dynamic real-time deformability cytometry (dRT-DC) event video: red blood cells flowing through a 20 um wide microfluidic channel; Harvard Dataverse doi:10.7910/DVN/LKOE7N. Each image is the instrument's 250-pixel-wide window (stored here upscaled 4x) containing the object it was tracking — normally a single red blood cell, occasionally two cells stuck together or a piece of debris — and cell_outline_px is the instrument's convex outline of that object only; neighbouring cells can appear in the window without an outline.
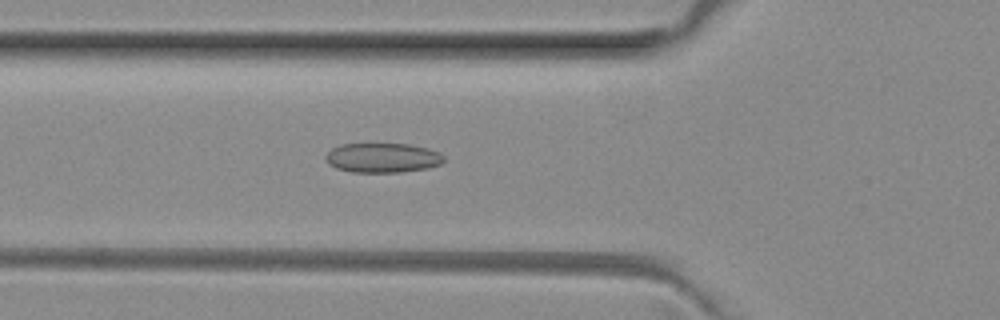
{"species": "common noctule bat (a hibernating species)", "species_latin": "Nyctalus noctula", "temperature_condition": "room temperature", "stored_images_in_passage": 37, "camera_frame_rate_fps": 3000, "um_per_image_px": 0.085, "animal": {"sex": "female", "body_mass_g": 29.2, "forearm_length_mm": 56.3}, "frame": {"image": 1, "passage_image": 4, "time_ms": 1.0, "image_size_px": [1000, 320], "cell_outline_px": [[444, 160], [440, 164], [428, 168], [400, 172], [352, 172], [336, 168], [328, 164], [324, 160], [324, 156], [332, 148], [340, 144], [408, 144], [428, 148], [440, 152], [444, 156]], "centroid_in_image_um": [32.5, 13.41], "position_along_channel_um": 93.3, "area_um2": 20.52}}
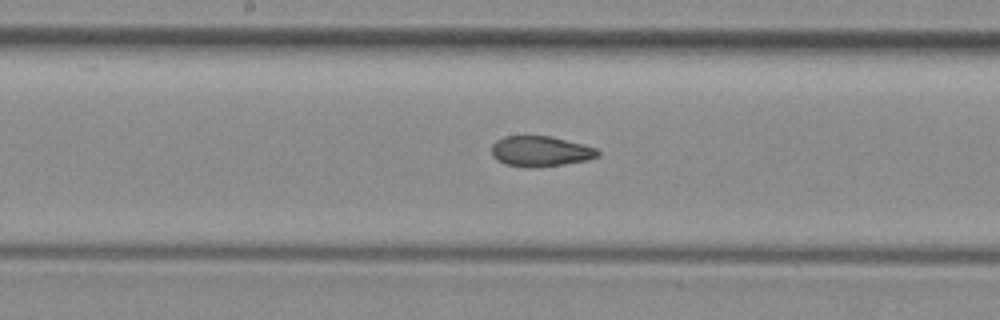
{"frame": {"image": 2, "passage_image": 12, "time_ms": 3.667, "image_size_px": [1000, 320], "cell_outline_px": [[600, 156], [588, 160], [564, 164], [536, 168], [524, 168], [504, 164], [496, 160], [492, 156], [492, 144], [496, 140], [504, 136], [552, 136], [596, 148], [600, 152]], "centroid_in_image_um": [45.92, 12.87], "position_along_channel_um": 202.3, "area_um2": 19.13}}
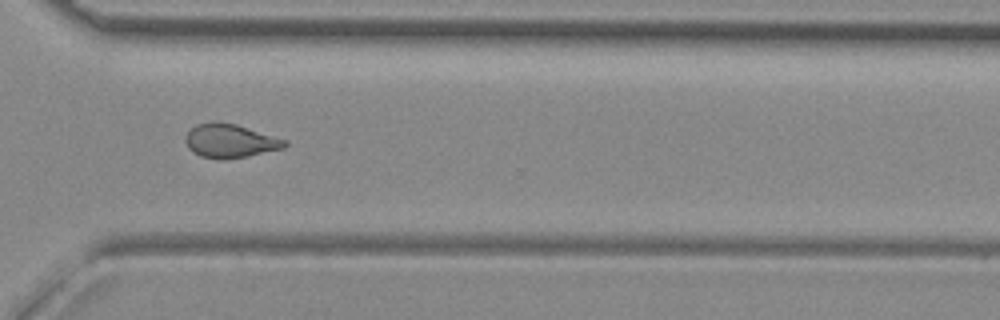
{"frame": {"image": 3, "passage_image": 23, "time_ms": 7.333, "image_size_px": [1000, 320], "cell_outline_px": [[288, 144], [284, 148], [248, 156], [224, 160], [220, 160], [200, 156], [192, 152], [188, 148], [184, 140], [184, 136], [196, 124], [236, 124], [288, 140]], "centroid_in_image_um": [19.57, 12.02], "position_along_channel_um": 351.0, "area_um2": 19.31}, "authors_computed_cell_mechanics": {"area_um2": 19.4208, "velocity_mm_per_s": 4.0659, "shape_relaxation_time_tau1_ms": null, "shape_relaxation_time_tau2_ms": 1.9122, "deformation_change_tau1": null, "deformation_change_tau2": 0.0743}}